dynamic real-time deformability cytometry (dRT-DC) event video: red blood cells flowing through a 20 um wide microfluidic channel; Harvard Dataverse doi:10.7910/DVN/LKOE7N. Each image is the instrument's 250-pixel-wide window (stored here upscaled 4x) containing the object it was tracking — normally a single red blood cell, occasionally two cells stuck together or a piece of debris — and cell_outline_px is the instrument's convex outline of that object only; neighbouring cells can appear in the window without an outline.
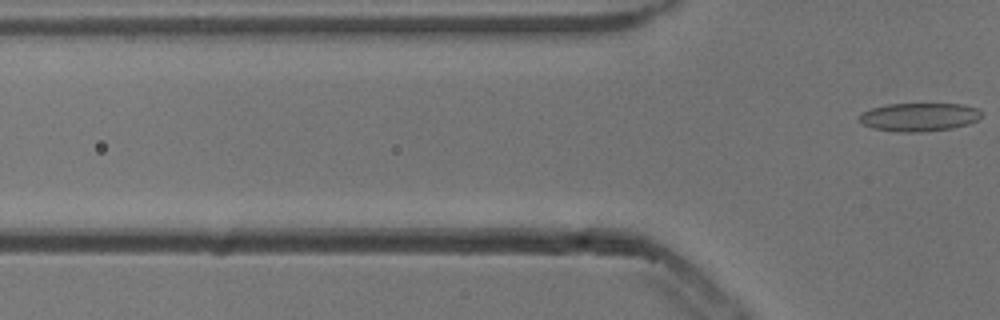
{"species": "common noctule bat (a hibernating species)", "species_latin": "Nyctalus noctula", "temperature_condition": "cold", "stored_images_in_passage": 2, "camera_frame_rate_fps": 3000, "um_per_image_px": 0.085, "animal": {"sex": "male", "body_mass_g": 13.3}, "frame": {"image": 1, "passage_image": 2, "time_ms": 0.333, "image_size_px": [1000, 320], "cell_outline_px": [[980, 116], [976, 120], [968, 124], [952, 128], [920, 132], [904, 132], [872, 128], [860, 124], [860, 112], [872, 108], [888, 104], [964, 104], [976, 108], [980, 112]], "centroid_in_image_um": [78.09, 9.94], "position_along_channel_um": 47.7, "area_um2": 20.06}}